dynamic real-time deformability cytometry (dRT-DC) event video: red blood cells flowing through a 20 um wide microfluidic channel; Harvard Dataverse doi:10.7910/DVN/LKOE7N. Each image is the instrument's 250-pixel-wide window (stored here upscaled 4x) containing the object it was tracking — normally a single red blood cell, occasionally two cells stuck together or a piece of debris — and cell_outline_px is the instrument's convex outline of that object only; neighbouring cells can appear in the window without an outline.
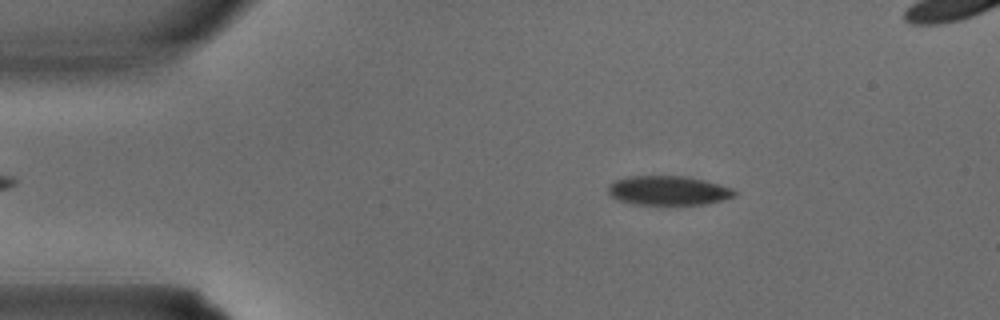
{"species": "common noctule bat (a hibernating species)", "species_latin": "Nyctalus noctula", "temperature_condition": "warm", "stored_images_in_passage": 3, "camera_frame_rate_fps": 3000, "um_per_image_px": 0.085, "animal": {"sex": "male", "body_mass_g": 15.6}, "frame": {"image": 1, "passage_image": 3, "time_ms": 0.667, "image_size_px": [1000, 320], "cell_outline_px": [[736, 196], [704, 204], [636, 204], [620, 200], [612, 196], [608, 192], [608, 184], [616, 180], [628, 176], [684, 176], [704, 180], [732, 188], [736, 192]], "centroid_in_image_um": [56.79, 16.18], "position_along_channel_um": 28.2, "area_um2": 21.27}}